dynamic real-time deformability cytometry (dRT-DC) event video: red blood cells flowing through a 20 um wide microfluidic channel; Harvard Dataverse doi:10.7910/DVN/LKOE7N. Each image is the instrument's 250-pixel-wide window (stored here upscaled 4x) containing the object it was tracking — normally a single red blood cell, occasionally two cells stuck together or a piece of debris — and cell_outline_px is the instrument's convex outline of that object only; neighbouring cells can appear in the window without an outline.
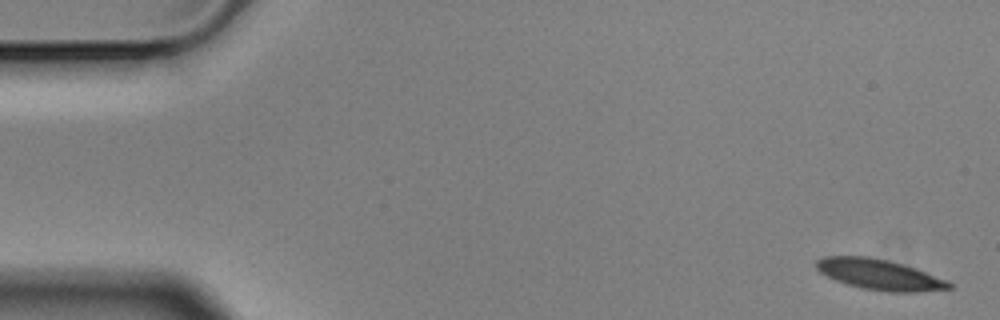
{"species": "Egyptian fruit bat (a non-hibernating species)", "species_latin": "Rousettus aegyptiacus", "temperature_condition": "cold", "stored_images_in_passage": 5, "camera_frame_rate_fps": 3000, "um_per_image_px": 0.085, "animal": {"sex": "male"}, "frame": {"image": 1, "passage_image": 1, "time_ms": 0.0, "image_size_px": [1000, 320], "cell_outline_px": [[952, 288], [916, 292], [888, 292], [860, 288], [836, 280], [820, 272], [816, 268], [816, 260], [824, 256], [868, 256], [888, 260], [904, 264], [916, 268], [948, 280], [952, 284]], "centroid_in_image_um": [74.77, 23.33], "position_along_channel_um": 10.2, "area_um2": 23.7}}